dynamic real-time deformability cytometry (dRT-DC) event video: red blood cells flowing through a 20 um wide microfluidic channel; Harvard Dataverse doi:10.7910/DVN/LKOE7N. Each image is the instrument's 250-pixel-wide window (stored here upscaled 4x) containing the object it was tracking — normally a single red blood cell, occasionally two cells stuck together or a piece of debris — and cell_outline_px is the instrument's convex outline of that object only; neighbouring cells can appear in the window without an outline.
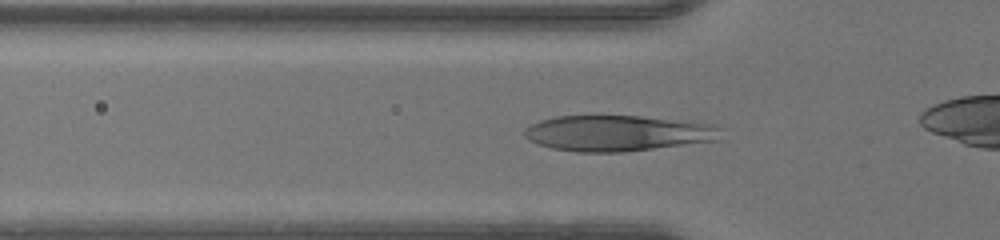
{"species": "human", "species_latin": "Homo sapiens", "temperature_condition": "warm", "stored_images_in_passage": 34, "camera_frame_rate_fps": 3000, "um_per_image_px": 0.085, "donor": {"sex": "male"}, "frame": {"image": 1, "passage_image": 11, "time_ms": 3.333, "image_size_px": [1000, 240], "cell_outline_px": [[720, 140], [624, 152], [576, 152], [552, 148], [528, 140], [524, 136], [524, 128], [540, 120], [556, 116], [640, 116], [716, 124], [720, 128]], "centroid_in_image_um": [52.51, 11.32], "position_along_channel_um": 73.3, "area_um2": 41.04}}
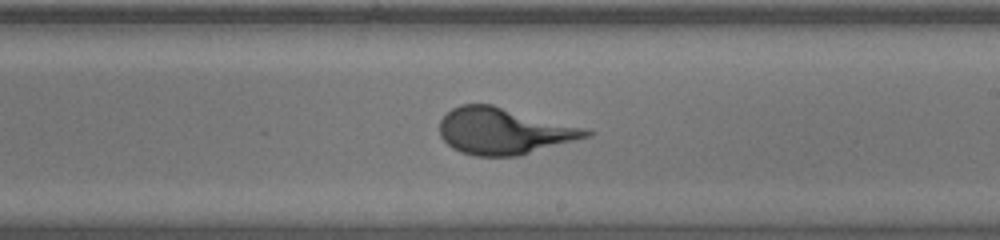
{"frame": {"image": 2, "passage_image": 23, "time_ms": 7.333, "image_size_px": [1000, 240], "cell_outline_px": [[596, 132], [592, 136], [520, 156], [476, 156], [460, 152], [452, 148], [440, 136], [440, 120], [452, 108], [460, 104], [492, 104], [584, 128]], "centroid_in_image_um": [42.83, 11.15], "position_along_channel_um": 246.2, "area_um2": 39.77}}
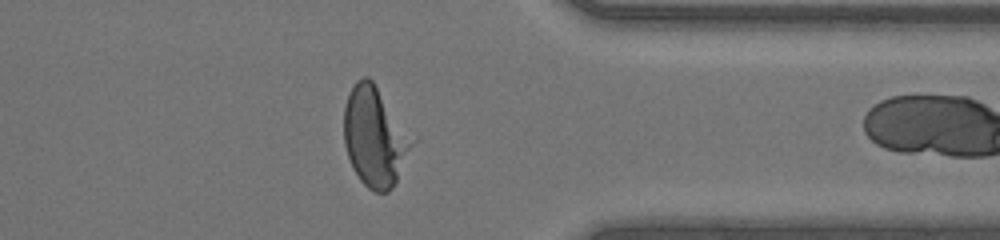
{"frame": {"image": 3, "passage_image": 33, "time_ms": 10.667, "image_size_px": [1000, 240], "cell_outline_px": [[420, 140], [392, 188], [388, 192], [376, 192], [368, 188], [360, 180], [352, 168], [344, 144], [344, 108], [348, 96], [356, 80], [364, 76], [368, 76], [372, 80]], "centroid_in_image_um": [31.96, 11.63], "position_along_channel_um": 379.4, "area_um2": 40.86}}